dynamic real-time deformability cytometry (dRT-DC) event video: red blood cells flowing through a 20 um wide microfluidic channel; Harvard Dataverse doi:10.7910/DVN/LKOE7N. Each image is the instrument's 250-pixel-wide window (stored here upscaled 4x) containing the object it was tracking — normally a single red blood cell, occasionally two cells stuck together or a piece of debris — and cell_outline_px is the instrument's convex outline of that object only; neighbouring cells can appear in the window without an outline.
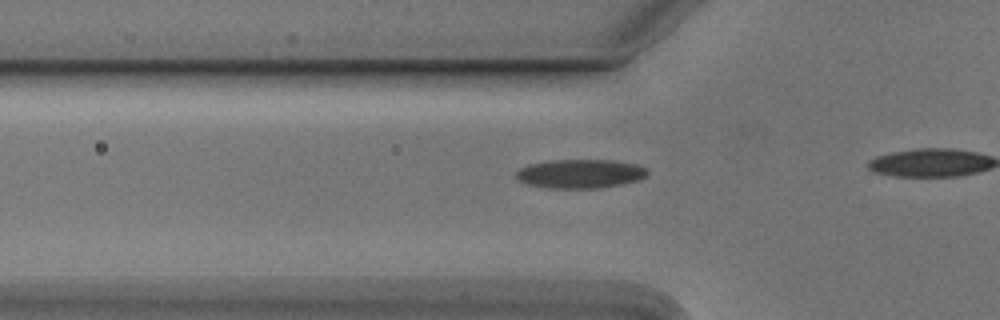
{"species": "Egyptian fruit bat (a non-hibernating species)", "species_latin": "Rousettus aegyptiacus", "temperature_condition": "cold", "stored_images_in_passage": 12, "camera_frame_rate_fps": 3000, "um_per_image_px": 0.085, "animal": {"sex": "male"}, "frame": {"image": 1, "passage_image": 7, "time_ms": 2.0, "image_size_px": [1000, 320], "cell_outline_px": [[648, 172], [640, 180], [624, 184], [600, 188], [544, 188], [528, 184], [520, 180], [516, 176], [516, 172], [520, 168], [528, 164], [552, 160], [612, 160], [636, 164], [648, 168]], "centroid_in_image_um": [49.34, 14.77], "position_along_channel_um": 76.5, "area_um2": 22.25}}
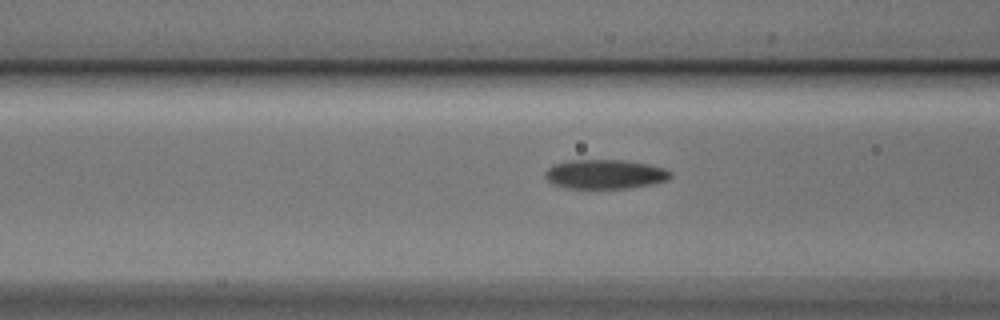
{"frame": {"image": 2, "passage_image": 10, "time_ms": 3.0, "image_size_px": [1000, 320], "cell_outline_px": [[672, 176], [668, 180], [652, 184], [628, 188], [568, 188], [552, 184], [544, 176], [544, 172], [548, 168], [556, 164], [572, 160], [624, 160], [664, 168], [672, 172]], "centroid_in_image_um": [51.43, 14.81], "position_along_channel_um": 115.2, "area_um2": 21.27}}